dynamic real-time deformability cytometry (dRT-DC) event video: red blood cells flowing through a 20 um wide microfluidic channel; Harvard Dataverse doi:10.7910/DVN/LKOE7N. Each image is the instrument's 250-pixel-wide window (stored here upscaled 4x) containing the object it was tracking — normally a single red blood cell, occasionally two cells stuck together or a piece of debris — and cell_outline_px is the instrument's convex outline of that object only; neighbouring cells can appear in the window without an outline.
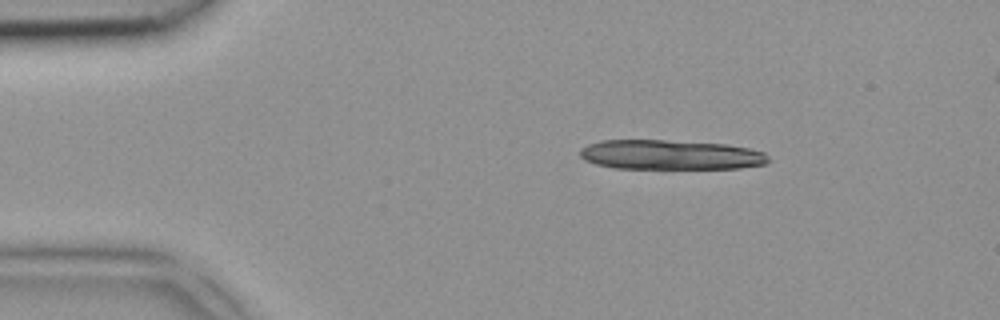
{"species": "common noctule bat (a hibernating species)", "species_latin": "Nyctalus noctula", "temperature_condition": "room temperature", "stored_images_in_passage": 6, "segment_of_instrument_passage": [2, 2], "camera_frame_rate_fps": 3000, "um_per_image_px": 0.085, "animal": {"sex": "female", "body_mass_g": 18.4}, "frame": {"image": 1, "passage_image": 3, "time_ms": 0.667, "image_size_px": [1000, 320], "cell_outline_px": [[768, 164], [740, 168], [612, 168], [596, 164], [584, 160], [580, 156], [580, 148], [588, 144], [600, 140], [664, 140], [728, 144], [748, 148], [764, 152], [768, 156]], "centroid_in_image_um": [56.98, 13.15], "position_along_channel_um": 28.0, "area_um2": 32.71}}